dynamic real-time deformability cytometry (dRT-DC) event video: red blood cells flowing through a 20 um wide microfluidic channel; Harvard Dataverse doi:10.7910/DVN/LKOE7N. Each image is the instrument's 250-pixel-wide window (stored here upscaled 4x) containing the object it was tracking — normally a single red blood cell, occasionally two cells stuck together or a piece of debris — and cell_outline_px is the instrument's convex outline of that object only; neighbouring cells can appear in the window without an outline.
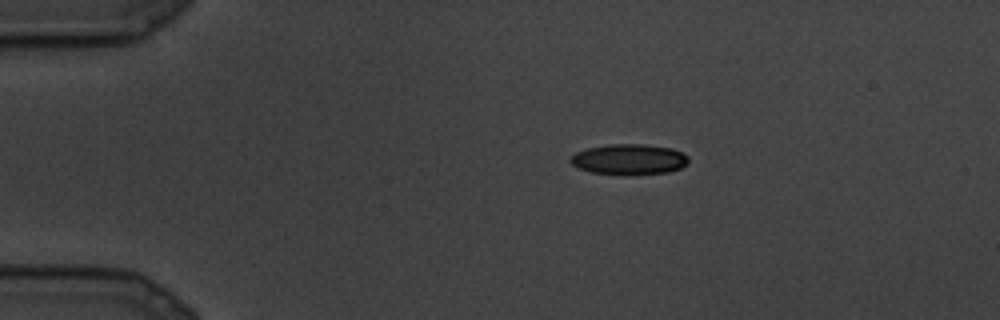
{"species": "common noctule bat (a hibernating species)", "species_latin": "Nyctalus noctula", "temperature_condition": "cold", "stored_images_in_passage": 9, "camera_frame_rate_fps": 3000, "um_per_image_px": 0.085, "animal": {"sex": "male", "body_mass_g": 19.5, "forearm_length_mm": 54.6}, "frame": {"image": 1, "passage_image": 4, "time_ms": 1.0, "image_size_px": [1000, 320], "cell_outline_px": [[688, 164], [680, 168], [668, 172], [624, 176], [592, 172], [580, 168], [572, 164], [568, 160], [576, 152], [588, 148], [608, 144], [644, 144], [672, 148], [688, 156]], "centroid_in_image_um": [53.48, 13.55], "position_along_channel_um": 31.5, "area_um2": 21.21}}
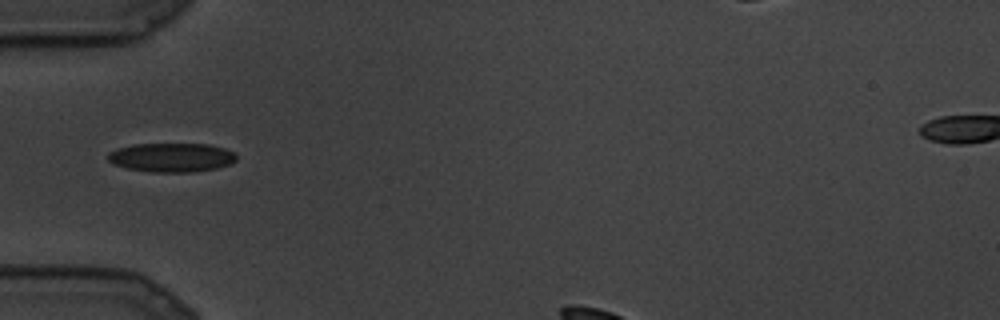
{"frame": {"image": 2, "passage_image": 8, "time_ms": 2.333, "image_size_px": [1000, 320], "cell_outline_px": [[236, 160], [232, 164], [216, 168], [192, 172], [152, 172], [128, 168], [112, 164], [108, 160], [108, 152], [116, 148], [132, 144], [208, 144], [224, 148], [232, 152], [236, 156]], "centroid_in_image_um": [14.56, 13.38], "position_along_channel_um": 70.4, "area_um2": 21.79}}